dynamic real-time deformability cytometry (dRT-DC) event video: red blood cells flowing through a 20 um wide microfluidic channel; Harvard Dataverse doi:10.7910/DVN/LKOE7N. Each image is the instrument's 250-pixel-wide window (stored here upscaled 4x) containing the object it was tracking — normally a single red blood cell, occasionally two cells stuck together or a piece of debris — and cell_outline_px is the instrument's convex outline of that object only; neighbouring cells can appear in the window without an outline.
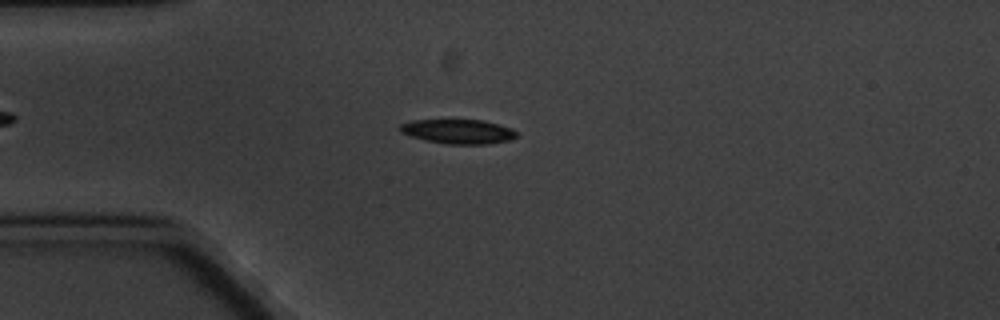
{"species": "common noctule bat (a hibernating species)", "species_latin": "Nyctalus noctula", "temperature_condition": "cold", "stored_images_in_passage": 9, "camera_frame_rate_fps": 3000, "um_per_image_px": 0.085, "animal": {"sex": "male", "body_mass_g": 20.1, "forearm_length_mm": 53.5}, "frame": {"image": 1, "passage_image": 4, "time_ms": 3.333, "image_size_px": [1000, 320], "cell_outline_px": [[516, 136], [508, 140], [488, 144], [448, 144], [424, 140], [400, 132], [400, 124], [412, 120], [484, 120], [512, 128], [516, 132]], "centroid_in_image_um": [38.94, 11.17], "position_along_channel_um": 46.1, "area_um2": 16.47}}
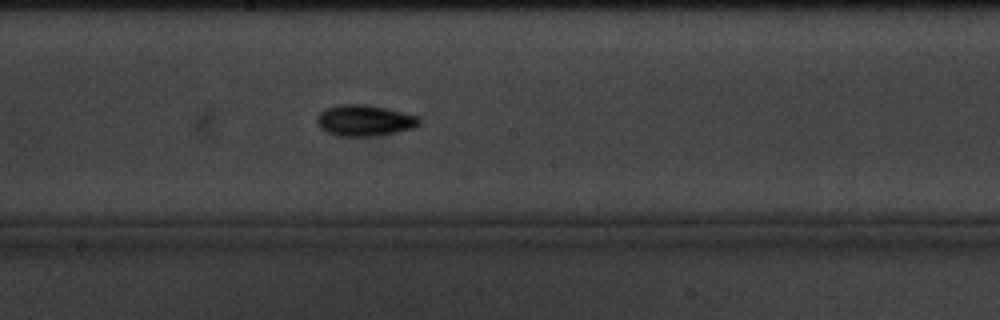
{"frame": {"image": 2, "passage_image": 9, "time_ms": 9.0, "image_size_px": [1000, 320], "cell_outline_px": [[420, 124], [412, 128], [380, 136], [336, 136], [320, 128], [316, 124], [316, 116], [324, 108], [336, 104], [364, 104], [384, 108], [420, 116]], "centroid_in_image_um": [30.94, 10.24], "position_along_channel_um": 217.3, "area_um2": 18.79}}